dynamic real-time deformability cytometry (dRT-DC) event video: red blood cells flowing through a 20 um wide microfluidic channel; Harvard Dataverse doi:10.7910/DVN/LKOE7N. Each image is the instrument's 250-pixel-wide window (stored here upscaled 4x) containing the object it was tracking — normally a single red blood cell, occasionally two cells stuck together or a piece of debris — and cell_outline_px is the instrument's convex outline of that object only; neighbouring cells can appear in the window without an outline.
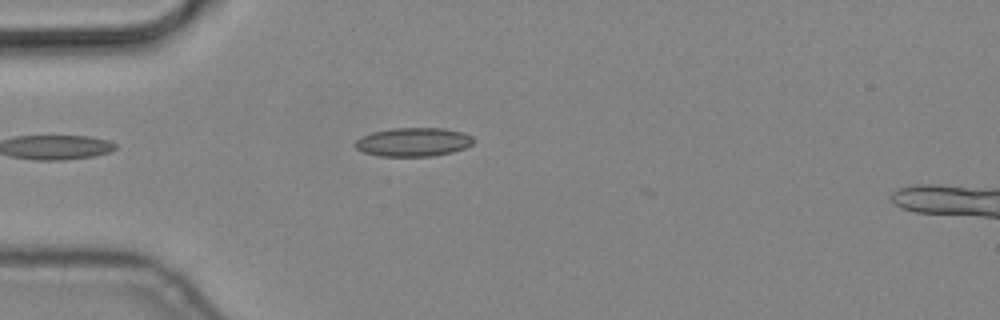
{"species": "common noctule bat (a hibernating species)", "species_latin": "Nyctalus noctula", "temperature_condition": "cold", "stored_images_in_passage": 5, "camera_frame_rate_fps": 3000, "um_per_image_px": 0.085, "animal": {"sex": "male", "body_mass_g": 19.2, "forearm_length_mm": 51.8}, "frame": {"image": 1, "passage_image": 5, "time_ms": 1.333, "image_size_px": [1000, 320], "cell_outline_px": [[476, 140], [472, 144], [464, 148], [452, 152], [432, 156], [380, 156], [364, 152], [356, 148], [352, 144], [360, 136], [372, 132], [392, 128], [444, 128], [464, 132], [472, 136]], "centroid_in_image_um": [35.13, 12.06], "position_along_channel_um": 49.9, "area_um2": 20.0}}